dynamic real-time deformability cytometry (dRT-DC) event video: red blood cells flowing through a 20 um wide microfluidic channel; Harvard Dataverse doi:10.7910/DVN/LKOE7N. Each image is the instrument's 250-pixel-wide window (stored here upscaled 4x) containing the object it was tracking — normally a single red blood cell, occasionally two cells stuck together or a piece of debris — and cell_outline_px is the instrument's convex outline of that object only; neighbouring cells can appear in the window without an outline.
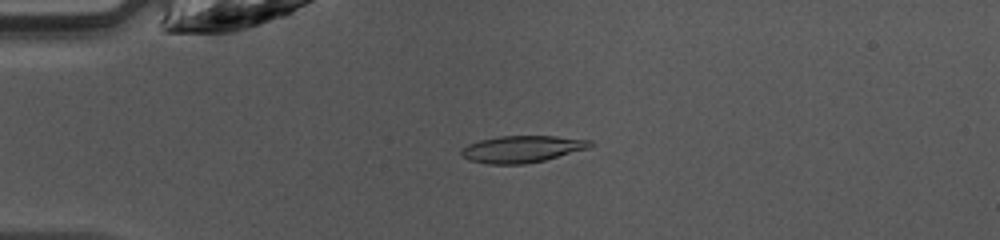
{"species": "common noctule bat (a hibernating species)", "species_latin": "Nyctalus noctula", "temperature_condition": "warm", "stored_images_in_passage": 33, "camera_frame_rate_fps": 3000, "um_per_image_px": 0.085, "animal": {"sex": "female", "body_mass_g": 10.0, "forearm_length_mm": 53.1}, "frame": {"image": 1, "passage_image": 3, "time_ms": 0.667, "image_size_px": [1000, 240], "cell_outline_px": [[596, 144], [588, 148], [544, 160], [524, 164], [488, 164], [468, 160], [460, 152], [460, 148], [468, 144], [480, 140], [500, 136], [556, 136], [592, 140]], "centroid_in_image_um": [44.37, 12.66], "position_along_channel_um": 40.6, "area_um2": 20.17}}
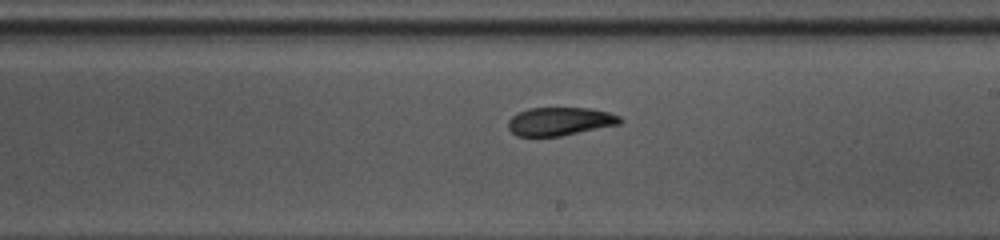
{"frame": {"image": 2, "passage_image": 19, "time_ms": 6.0, "image_size_px": [1000, 240], "cell_outline_px": [[624, 120], [620, 124], [560, 136], [516, 136], [508, 128], [508, 120], [512, 116], [528, 108], [588, 108], [608, 112], [620, 116]], "centroid_in_image_um": [47.6, 10.32], "position_along_channel_um": 241.4, "area_um2": 18.38}}
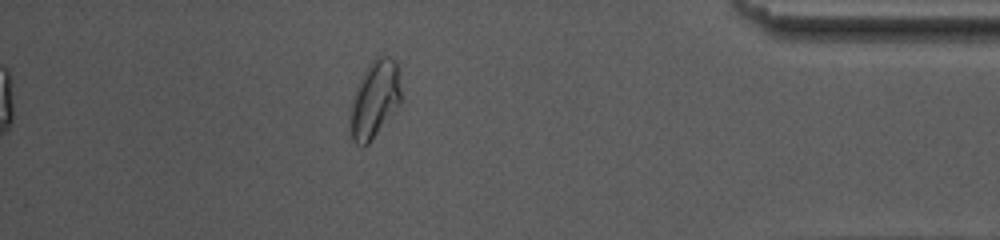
{"frame": {"image": 3, "passage_image": 33, "time_ms": 10.667, "image_size_px": [1000, 240], "cell_outline_px": [[400, 104], [368, 144], [356, 144], [352, 140], [352, 96], [368, 64], [376, 56], [388, 56], [396, 60], [400, 92]], "centroid_in_image_um": [31.86, 8.39], "position_along_channel_um": 403.3, "area_um2": 22.14}, "authors_computed_cell_mechanics": {"area_um2": 19.0162, "velocity_mm_per_s": 4.221, "shape_relaxation_time_tau1_ms": 9.1545, "shape_relaxation_time_tau2_ms": 2.3457, "deformation_change_tau1": 0.2493, "deformation_change_tau2": 0.0826}}